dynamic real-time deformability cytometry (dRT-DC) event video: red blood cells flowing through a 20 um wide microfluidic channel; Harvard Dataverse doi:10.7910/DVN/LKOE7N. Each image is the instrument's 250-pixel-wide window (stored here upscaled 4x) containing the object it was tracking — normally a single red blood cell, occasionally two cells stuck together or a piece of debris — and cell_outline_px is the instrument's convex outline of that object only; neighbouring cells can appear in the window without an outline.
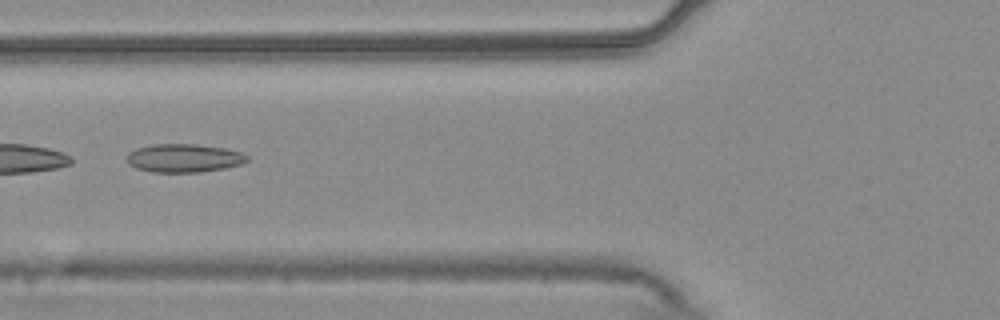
{"species": "common noctule bat (a hibernating species)", "species_latin": "Nyctalus noctula", "temperature_condition": "warm", "stored_images_in_passage": 15, "camera_frame_rate_fps": 3000, "um_per_image_px": 0.085, "animal": {"sex": "male", "body_mass_g": 20.4}, "frame": {"image": 1, "passage_image": 5, "time_ms": 1.333, "image_size_px": [1000, 320], "cell_outline_px": [[248, 160], [240, 164], [224, 168], [200, 172], [152, 172], [136, 168], [128, 164], [128, 152], [136, 148], [152, 144], [196, 144], [224, 148], [240, 152], [248, 156]], "centroid_in_image_um": [15.61, 13.43], "position_along_channel_um": 110.2, "area_um2": 19.83}}